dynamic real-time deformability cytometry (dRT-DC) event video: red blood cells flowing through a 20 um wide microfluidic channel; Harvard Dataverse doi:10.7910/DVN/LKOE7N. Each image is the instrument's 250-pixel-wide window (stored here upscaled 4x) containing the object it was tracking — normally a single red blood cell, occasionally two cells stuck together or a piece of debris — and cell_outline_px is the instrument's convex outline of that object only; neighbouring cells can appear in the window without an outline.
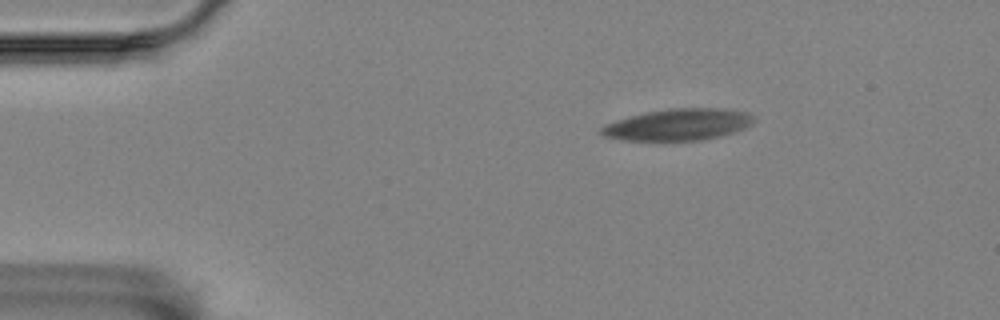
{"species": "Egyptian fruit bat (a non-hibernating species)", "species_latin": "Rousettus aegyptiacus", "temperature_condition": "room temperature", "stored_images_in_passage": 5, "camera_frame_rate_fps": 3000, "um_per_image_px": 0.085, "animal": {"sex": "female"}, "frame": {"image": 1, "passage_image": 5, "time_ms": 5.667, "image_size_px": [1000, 320], "cell_outline_px": [[752, 124], [744, 128], [732, 132], [700, 140], [624, 140], [604, 136], [600, 132], [600, 128], [604, 124], [616, 120], [648, 112], [668, 108], [720, 108], [748, 112], [752, 116]], "centroid_in_image_um": [57.62, 10.58], "position_along_channel_um": 27.4, "area_um2": 27.63}}